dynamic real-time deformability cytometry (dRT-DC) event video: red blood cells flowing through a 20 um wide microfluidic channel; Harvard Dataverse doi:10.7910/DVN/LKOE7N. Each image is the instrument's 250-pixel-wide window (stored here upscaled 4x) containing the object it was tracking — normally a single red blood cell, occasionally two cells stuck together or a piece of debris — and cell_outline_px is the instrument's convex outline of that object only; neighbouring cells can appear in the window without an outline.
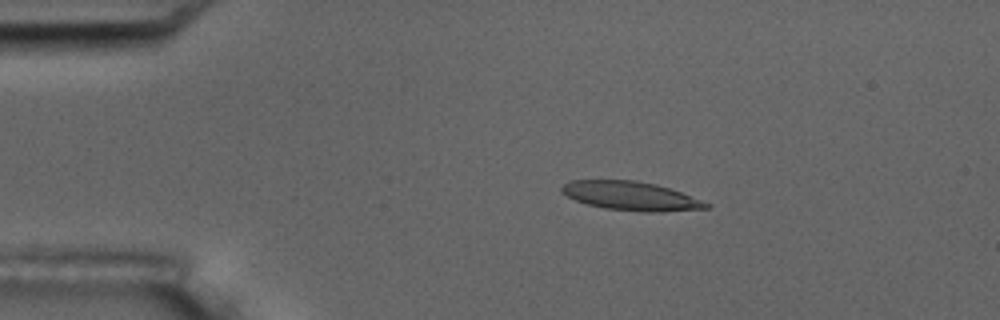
{"species": "common noctule bat (a hibernating species)", "species_latin": "Nyctalus noctula", "temperature_condition": "room temperature", "stored_images_in_passage": 9, "camera_frame_rate_fps": 3000, "um_per_image_px": 0.085, "animal": {"sex": "male", "body_mass_g": 17.5, "forearm_length_mm": 52.3}, "frame": {"image": 1, "passage_image": 4, "time_ms": 3.333, "image_size_px": [1000, 320], "cell_outline_px": [[712, 204], [708, 208], [660, 212], [644, 212], [604, 208], [588, 204], [576, 200], [568, 196], [560, 188], [564, 184], [572, 180], [636, 180], [656, 184], [680, 192]], "centroid_in_image_um": [53.65, 16.66], "position_along_channel_um": 31.4, "area_um2": 24.04}}
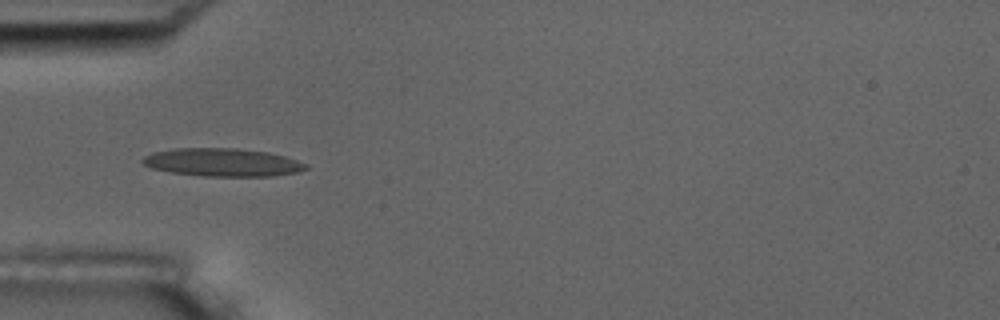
{"frame": {"image": 2, "passage_image": 6, "time_ms": 5.667, "image_size_px": [1000, 320], "cell_outline_px": [[308, 168], [296, 172], [272, 176], [204, 176], [172, 172], [152, 168], [144, 164], [140, 160], [144, 156], [152, 152], [176, 148], [236, 148], [268, 152], [284, 156], [308, 164]], "centroid_in_image_um": [18.9, 13.79], "position_along_channel_um": 66.1, "area_um2": 26.59}}
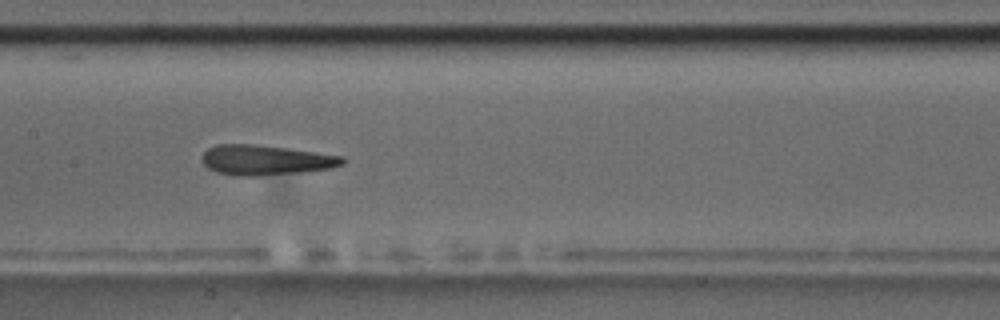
{"frame": {"image": 3, "passage_image": 9, "time_ms": 9.0, "image_size_px": [1000, 320], "cell_outline_px": [[344, 164], [328, 168], [296, 172], [256, 176], [236, 176], [216, 172], [208, 168], [200, 160], [204, 152], [208, 148], [216, 144], [256, 144], [288, 148], [344, 156]], "centroid_in_image_um": [22.52, 13.59], "position_along_channel_um": 184.9, "area_um2": 24.51}}